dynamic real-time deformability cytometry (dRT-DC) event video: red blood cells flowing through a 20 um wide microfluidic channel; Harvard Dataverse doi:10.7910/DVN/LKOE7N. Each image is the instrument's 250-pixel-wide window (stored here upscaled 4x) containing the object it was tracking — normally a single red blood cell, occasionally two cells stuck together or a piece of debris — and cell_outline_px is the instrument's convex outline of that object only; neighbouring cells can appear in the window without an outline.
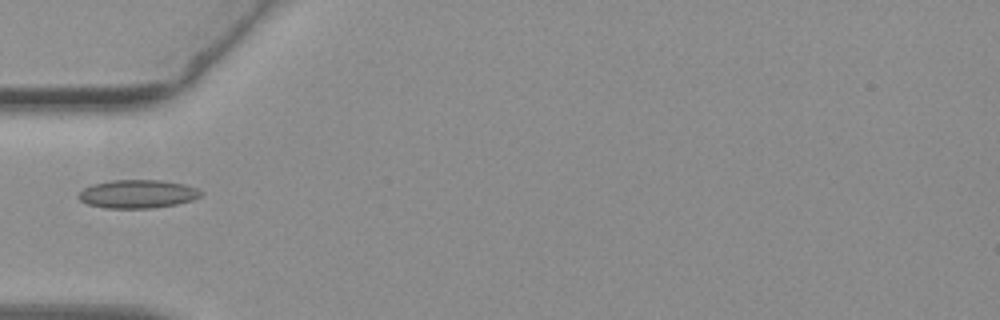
{"species": "common noctule bat (a hibernating species)", "species_latin": "Nyctalus noctula", "temperature_condition": "warm", "stored_images_in_passage": 37, "camera_frame_rate_fps": 3000, "um_per_image_px": 0.085, "animal": {"sex": "female", "body_mass_g": 19.3, "forearm_length_mm": 54.1}, "frame": {"image": 1, "passage_image": 1, "time_ms": 0.0, "image_size_px": [1000, 320], "cell_outline_px": [[204, 192], [200, 196], [192, 200], [176, 204], [152, 208], [104, 208], [88, 204], [80, 200], [76, 196], [84, 188], [92, 184], [112, 180], [164, 180], [184, 184], [196, 188]], "centroid_in_image_um": [11.69, 16.48], "position_along_channel_um": 73.3, "area_um2": 20.29}}
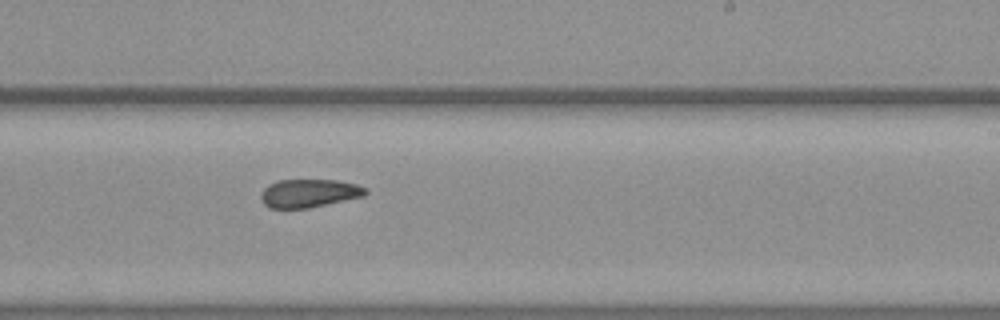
{"frame": {"image": 2, "passage_image": 16, "time_ms": 5.0, "image_size_px": [1000, 320], "cell_outline_px": [[368, 192], [364, 196], [308, 208], [272, 208], [264, 204], [260, 196], [260, 192], [268, 184], [276, 180], [336, 180], [356, 184], [368, 188]], "centroid_in_image_um": [26.26, 16.41], "position_along_channel_um": 262.7, "area_um2": 17.28}}
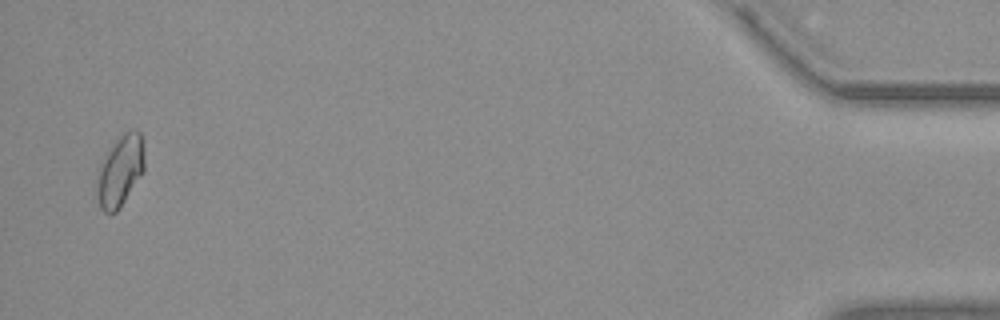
{"frame": {"image": 3, "passage_image": 36, "time_ms": 11.667, "image_size_px": [1000, 320], "cell_outline_px": [[144, 172], [120, 208], [116, 212], [104, 212], [100, 208], [96, 192], [100, 164], [108, 148], [124, 132], [136, 128], [140, 132], [144, 140]], "centroid_in_image_um": [10.24, 14.49], "position_along_channel_um": 425.0, "area_um2": 19.94}}